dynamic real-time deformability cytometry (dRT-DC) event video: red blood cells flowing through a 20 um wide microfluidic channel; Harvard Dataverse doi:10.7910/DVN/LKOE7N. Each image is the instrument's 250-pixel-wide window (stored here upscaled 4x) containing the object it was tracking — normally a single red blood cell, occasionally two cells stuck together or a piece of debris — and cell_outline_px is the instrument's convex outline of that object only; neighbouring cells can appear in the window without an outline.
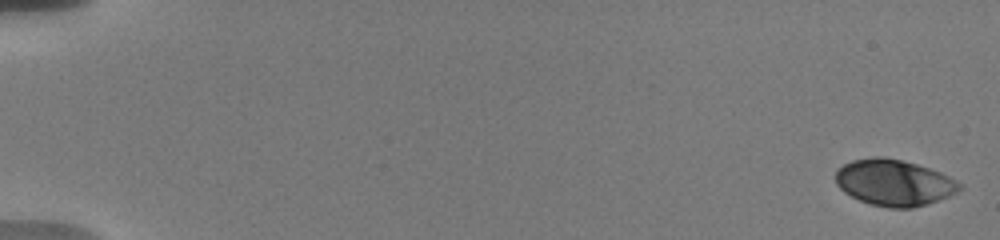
{"species": "human", "species_latin": "Homo sapiens", "temperature_condition": "warm", "stored_images_in_passage": 36, "camera_frame_rate_fps": 3000, "um_per_image_px": 0.085, "donor": {"sex": "male"}, "frame": {"image": 1, "passage_image": 1, "time_ms": 0.0, "image_size_px": [1000, 240], "cell_outline_px": [[964, 188], [948, 196], [912, 208], [888, 208], [872, 204], [860, 200], [844, 192], [836, 184], [836, 172], [844, 164], [852, 160], [872, 156], [884, 156], [916, 164], [940, 172], [956, 180]], "centroid_in_image_um": [75.98, 15.51], "position_along_channel_um": 9.0, "area_um2": 33.12}}
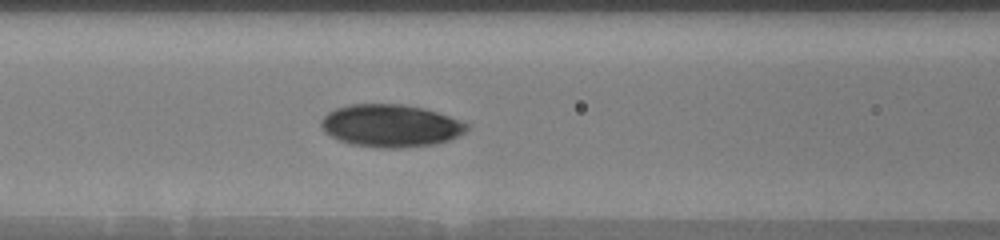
{"frame": {"image": 2, "passage_image": 14, "time_ms": 8.333, "image_size_px": [1000, 240], "cell_outline_px": [[468, 128], [460, 136], [436, 144], [404, 148], [376, 148], [348, 144], [324, 132], [320, 124], [320, 120], [328, 112], [336, 108], [348, 104], [404, 104], [424, 108], [460, 120], [468, 124]], "centroid_in_image_um": [33.19, 10.69], "position_along_channel_um": 133.4, "area_um2": 36.41}}
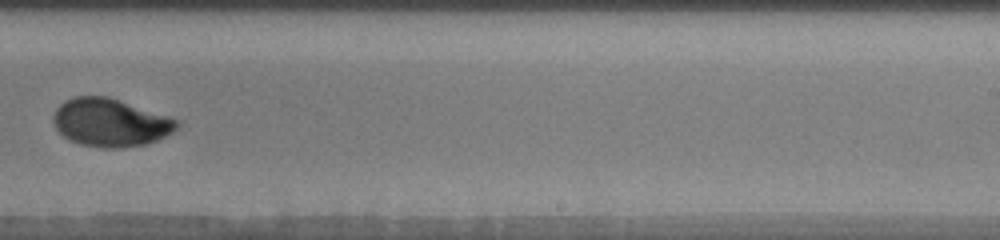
{"frame": {"image": 3, "passage_image": 24, "time_ms": 12.333, "image_size_px": [1000, 240], "cell_outline_px": [[180, 128], [148, 144], [120, 148], [104, 148], [80, 144], [68, 140], [56, 128], [52, 120], [56, 108], [64, 100], [72, 96], [108, 96], [172, 116], [180, 120]], "centroid_in_image_um": [9.42, 10.4], "position_along_channel_um": 279.6, "area_um2": 35.14}}